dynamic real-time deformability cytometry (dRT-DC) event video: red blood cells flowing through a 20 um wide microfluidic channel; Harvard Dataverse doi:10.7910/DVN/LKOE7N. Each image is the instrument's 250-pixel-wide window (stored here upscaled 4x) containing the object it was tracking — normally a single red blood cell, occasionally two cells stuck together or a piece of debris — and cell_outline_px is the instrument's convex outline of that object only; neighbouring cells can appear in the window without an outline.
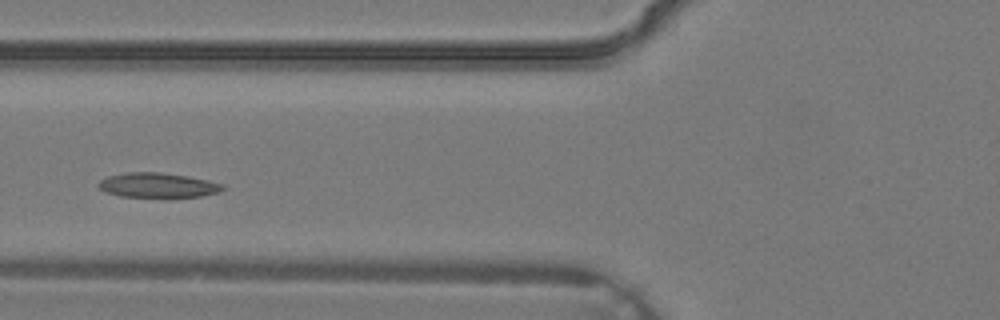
{"species": "common noctule bat (a hibernating species)", "species_latin": "Nyctalus noctula", "temperature_condition": "warm", "stored_images_in_passage": 3, "camera_frame_rate_fps": 3000, "um_per_image_px": 0.085, "animal": {"sex": "male", "body_mass_g": 19.2, "forearm_length_mm": 51.8}, "frame": {"image": 1, "passage_image": 3, "time_ms": 0.667, "image_size_px": [1000, 320], "cell_outline_px": [[224, 188], [216, 192], [200, 196], [164, 200], [120, 196], [104, 192], [96, 184], [100, 180], [108, 176], [128, 172], [160, 172], [188, 176], [208, 180], [224, 184]], "centroid_in_image_um": [13.38, 15.79], "position_along_channel_um": 112.4, "area_um2": 18.73}}